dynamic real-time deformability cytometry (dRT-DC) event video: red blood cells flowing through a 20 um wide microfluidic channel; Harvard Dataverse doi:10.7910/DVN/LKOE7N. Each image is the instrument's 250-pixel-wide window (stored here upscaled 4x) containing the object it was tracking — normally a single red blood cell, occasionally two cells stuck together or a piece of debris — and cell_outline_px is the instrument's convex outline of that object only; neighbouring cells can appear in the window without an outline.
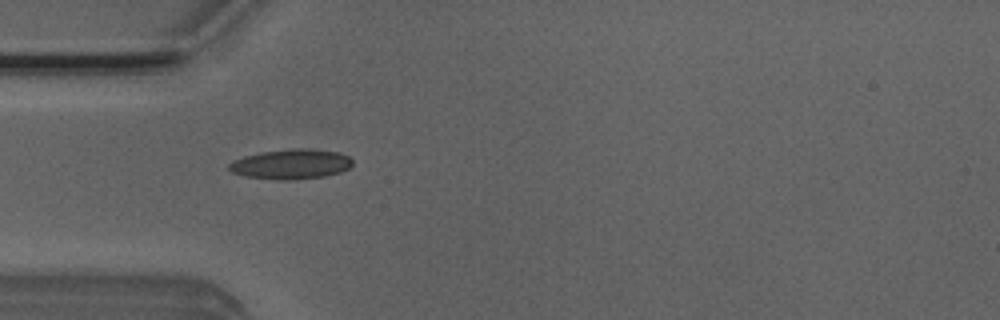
{"species": "Egyptian fruit bat (a non-hibernating species)", "species_latin": "Rousettus aegyptiacus", "temperature_condition": "room temperature", "stored_images_in_passage": 5, "camera_frame_rate_fps": 3000, "um_per_image_px": 0.085, "animal": {"sex": "male"}, "frame": {"image": 1, "passage_image": 4, "time_ms": 1.0, "image_size_px": [1000, 320], "cell_outline_px": [[352, 164], [348, 168], [340, 172], [324, 176], [292, 180], [280, 180], [244, 176], [232, 172], [228, 168], [228, 164], [232, 160], [244, 156], [260, 152], [300, 148], [304, 148], [340, 152], [348, 156], [352, 160]], "centroid_in_image_um": [24.72, 13.95], "position_along_channel_um": 60.3, "area_um2": 21.5}}